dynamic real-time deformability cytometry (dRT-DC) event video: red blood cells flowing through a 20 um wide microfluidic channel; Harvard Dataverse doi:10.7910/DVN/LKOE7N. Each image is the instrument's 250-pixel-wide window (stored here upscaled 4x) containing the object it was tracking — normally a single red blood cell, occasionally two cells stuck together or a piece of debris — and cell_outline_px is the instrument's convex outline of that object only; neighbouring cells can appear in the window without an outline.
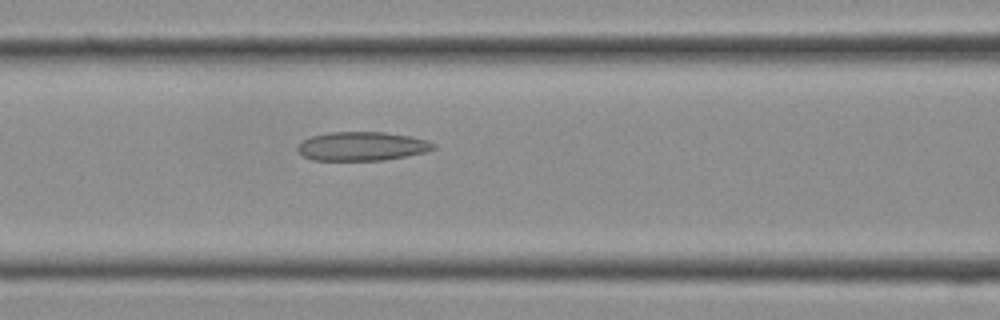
{"species": "Egyptian fruit bat (a non-hibernating species)", "species_latin": "Rousettus aegyptiacus", "temperature_condition": "cold", "stored_images_in_passage": 26, "camera_frame_rate_fps": 3000, "um_per_image_px": 0.085, "frame": {"image": 1, "passage_image": 12, "time_ms": 3.667, "image_size_px": [1000, 320], "cell_outline_px": [[436, 148], [424, 152], [408, 156], [384, 160], [312, 160], [304, 156], [296, 148], [304, 140], [312, 136], [328, 132], [384, 132], [412, 136], [428, 140], [436, 144]], "centroid_in_image_um": [30.82, 12.43], "position_along_channel_um": 135.8, "area_um2": 22.89}}
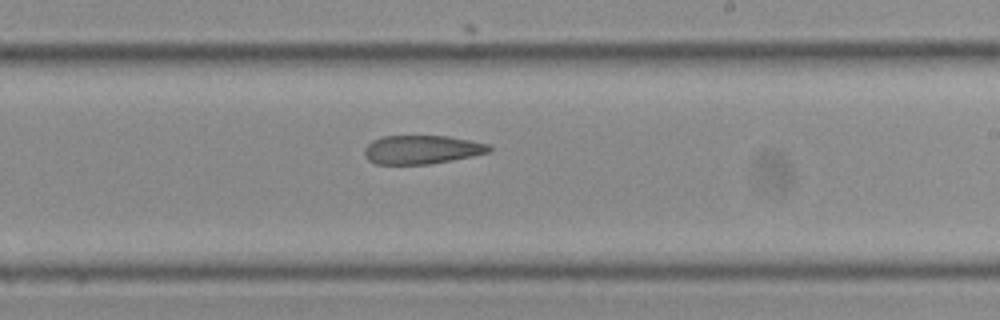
{"frame": {"image": 2, "passage_image": 17, "time_ms": 5.333, "image_size_px": [1000, 320], "cell_outline_px": [[492, 152], [452, 160], [428, 164], [376, 164], [368, 160], [364, 156], [364, 148], [372, 140], [384, 136], [448, 136], [488, 144], [492, 148]], "centroid_in_image_um": [35.84, 12.72], "position_along_channel_um": 253.2, "area_um2": 20.87}}
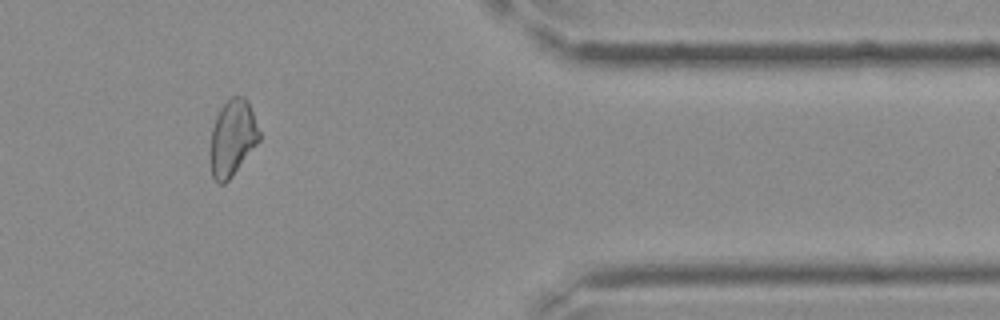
{"frame": {"image": 3, "passage_image": 24, "time_ms": 7.667, "image_size_px": [1000, 320], "cell_outline_px": [[260, 140], [232, 176], [224, 184], [220, 184], [212, 176], [212, 128], [216, 116], [220, 108], [232, 96], [244, 96], [248, 100], [260, 132]], "centroid_in_image_um": [19.79, 11.69], "position_along_channel_um": 391.6, "area_um2": 21.27}}